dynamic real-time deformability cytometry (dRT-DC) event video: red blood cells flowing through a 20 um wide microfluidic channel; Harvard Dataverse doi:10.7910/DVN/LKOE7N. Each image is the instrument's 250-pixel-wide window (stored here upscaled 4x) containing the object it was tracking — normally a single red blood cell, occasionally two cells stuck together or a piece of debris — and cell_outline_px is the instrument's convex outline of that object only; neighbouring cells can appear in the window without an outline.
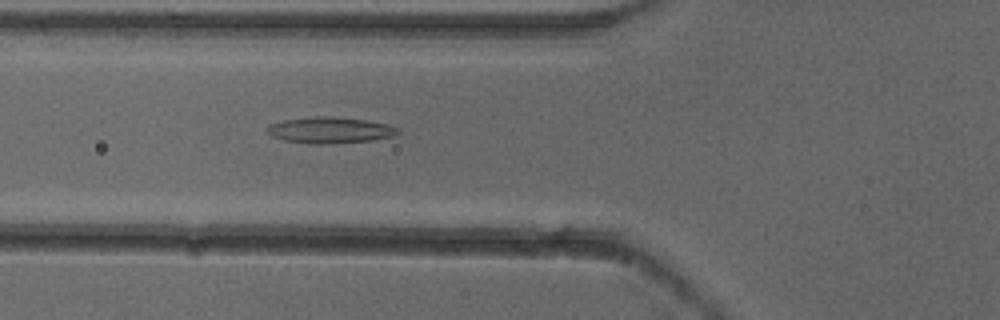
{"species": "common noctule bat (a hibernating species)", "species_latin": "Nyctalus noctula", "temperature_condition": "cold", "stored_images_in_passage": 5, "camera_frame_rate_fps": 3000, "um_per_image_px": 0.085, "animal": {"sex": "female"}, "frame": {"image": 1, "passage_image": 5, "time_ms": 1.333, "image_size_px": [1000, 320], "cell_outline_px": [[400, 132], [396, 136], [372, 140], [320, 144], [308, 144], [284, 140], [272, 136], [268, 132], [268, 124], [284, 120], [316, 116], [332, 116], [368, 120], [388, 124], [396, 128]], "centroid_in_image_um": [28.07, 11.06], "position_along_channel_um": 97.7, "area_um2": 19.94}}